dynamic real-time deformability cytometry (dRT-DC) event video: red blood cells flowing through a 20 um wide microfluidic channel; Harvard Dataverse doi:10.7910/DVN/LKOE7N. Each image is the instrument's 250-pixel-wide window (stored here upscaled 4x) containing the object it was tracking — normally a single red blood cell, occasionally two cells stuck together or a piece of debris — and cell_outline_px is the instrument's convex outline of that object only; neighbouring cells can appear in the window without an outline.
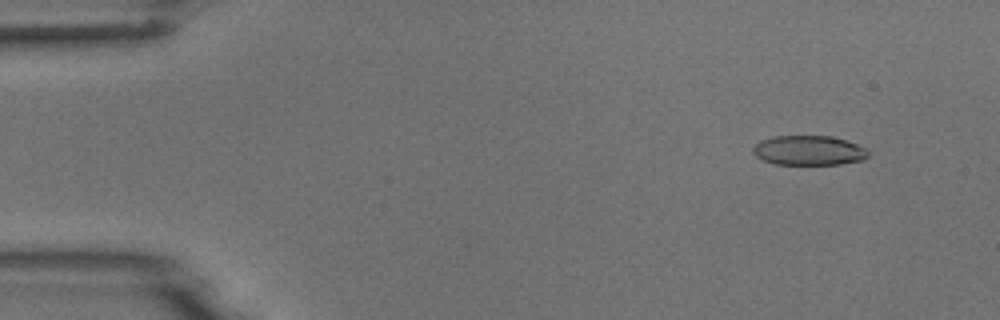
{"species": "common noctule bat (a hibernating species)", "species_latin": "Nyctalus noctula", "temperature_condition": "room temperature", "stored_images_in_passage": 4, "camera_frame_rate_fps": 3000, "um_per_image_px": 0.085, "animal": {"sex": "male", "body_mass_g": 18.8}, "frame": {"image": 1, "passage_image": 1, "time_ms": 0.0, "image_size_px": [1000, 320], "cell_outline_px": [[868, 156], [864, 160], [840, 164], [776, 164], [764, 160], [756, 156], [752, 152], [752, 148], [760, 140], [772, 136], [832, 136], [856, 144], [864, 148], [868, 152]], "centroid_in_image_um": [68.72, 12.78], "position_along_channel_um": 16.3, "area_um2": 19.83}}
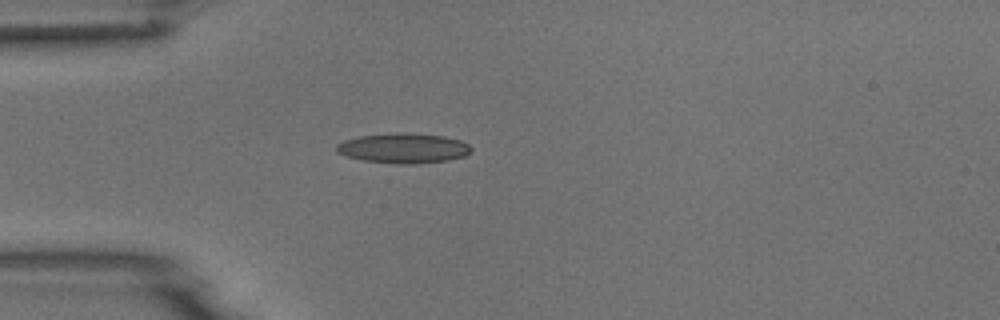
{"frame": {"image": 2, "passage_image": 4, "time_ms": 3.333, "image_size_px": [1000, 320], "cell_outline_px": [[472, 148], [464, 156], [448, 160], [416, 164], [400, 164], [364, 160], [344, 156], [336, 152], [336, 144], [344, 140], [360, 136], [396, 132], [408, 132], [444, 136], [460, 140], [468, 144]], "centroid_in_image_um": [34.27, 12.59], "position_along_channel_um": 50.7, "area_um2": 23.64}}